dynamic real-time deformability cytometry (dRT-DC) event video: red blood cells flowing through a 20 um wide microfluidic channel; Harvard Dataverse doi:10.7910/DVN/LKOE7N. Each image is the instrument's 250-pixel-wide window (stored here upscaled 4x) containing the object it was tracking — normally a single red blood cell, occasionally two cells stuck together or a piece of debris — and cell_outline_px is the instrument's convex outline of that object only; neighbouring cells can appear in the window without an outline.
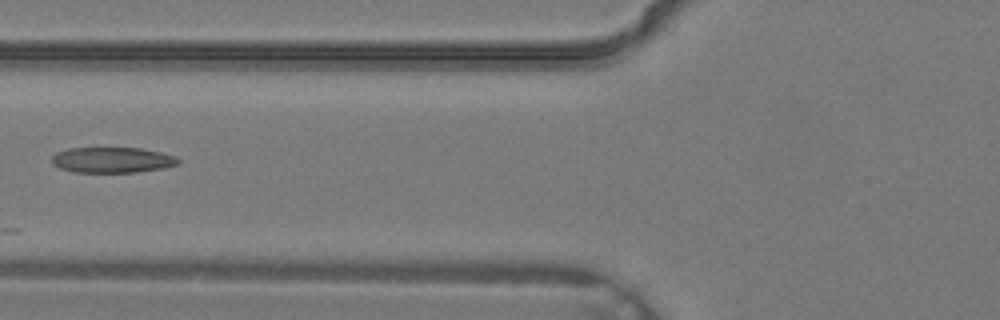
{"species": "common noctule bat (a hibernating species)", "species_latin": "Nyctalus noctula", "temperature_condition": "warm", "stored_images_in_passage": 5, "camera_frame_rate_fps": 3000, "um_per_image_px": 0.085, "animal": {"sex": "male", "body_mass_g": 19.2, "forearm_length_mm": 51.8}, "frame": {"image": 1, "passage_image": 5, "time_ms": 1.333, "image_size_px": [1000, 320], "cell_outline_px": [[180, 164], [164, 168], [136, 172], [76, 172], [60, 168], [52, 164], [52, 156], [56, 152], [68, 148], [144, 148], [176, 156], [180, 160]], "centroid_in_image_um": [9.57, 13.59], "position_along_channel_um": 116.2, "area_um2": 18.96}}